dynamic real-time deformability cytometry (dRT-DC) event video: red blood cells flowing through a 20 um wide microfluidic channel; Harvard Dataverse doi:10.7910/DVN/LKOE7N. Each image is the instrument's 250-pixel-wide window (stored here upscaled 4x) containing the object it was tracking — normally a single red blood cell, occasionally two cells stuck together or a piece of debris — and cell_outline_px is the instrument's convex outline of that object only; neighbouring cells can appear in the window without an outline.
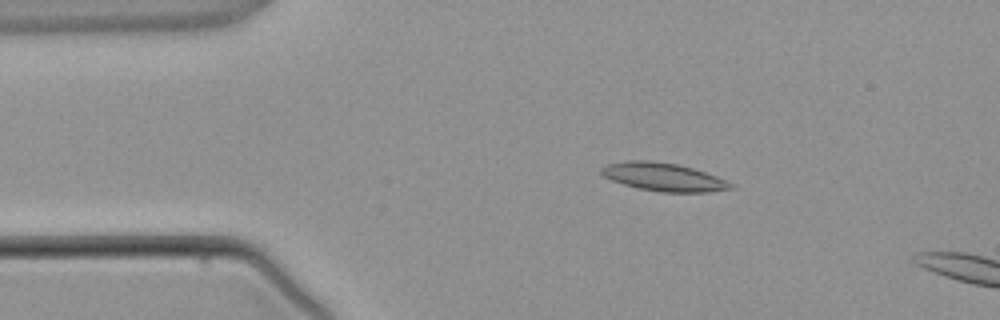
{"species": "common noctule bat (a hibernating species)", "species_latin": "Nyctalus noctula", "temperature_condition": "warm", "stored_images_in_passage": 2, "camera_frame_rate_fps": 3000, "um_per_image_px": 0.085, "animal": {"sex": "male", "body_mass_g": 21.5, "forearm_length_mm": 52.0}, "frame": {"image": 1, "passage_image": 1, "time_ms": 0.0, "image_size_px": [1000, 320], "cell_outline_px": [[736, 188], [708, 192], [660, 192], [640, 188], [624, 184], [612, 180], [604, 176], [600, 172], [600, 168], [608, 164], [628, 160], [648, 160], [676, 164], [692, 168], [716, 176], [732, 184]], "centroid_in_image_um": [56.39, 15.04], "position_along_channel_um": 28.6, "area_um2": 20.98}}